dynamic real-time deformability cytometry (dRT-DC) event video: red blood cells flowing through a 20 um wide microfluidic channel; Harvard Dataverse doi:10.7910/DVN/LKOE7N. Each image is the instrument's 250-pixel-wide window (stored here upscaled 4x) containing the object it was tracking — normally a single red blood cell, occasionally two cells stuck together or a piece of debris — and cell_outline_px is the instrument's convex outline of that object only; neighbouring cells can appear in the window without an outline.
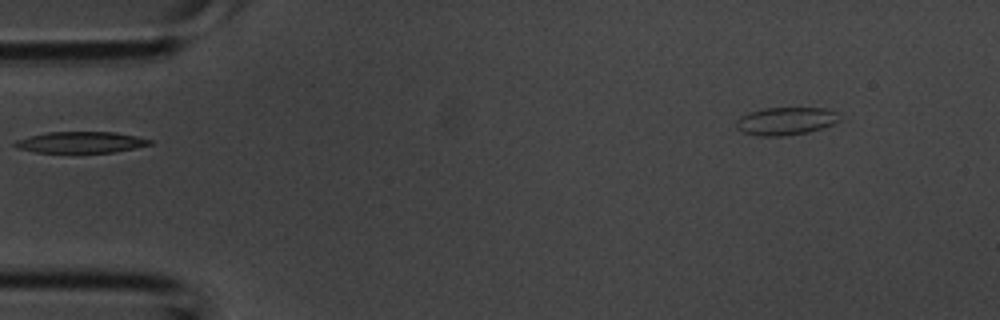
{"species": "common noctule bat (a hibernating species)", "species_latin": "Nyctalus noctula", "temperature_condition": "room temperature", "stored_images_in_passage": 3, "segment_of_instrument_passage": [1, 2], "camera_frame_rate_fps": 3000, "um_per_image_px": 0.085, "animal": {"sex": "male", "body_mass_g": 20.1, "forearm_length_mm": 53.5}, "frame": {"image": 1, "passage_image": 2, "time_ms": 0.333, "image_size_px": [1000, 320], "cell_outline_px": [[152, 144], [112, 152], [36, 152], [16, 148], [12, 144], [16, 140], [28, 136], [48, 132], [116, 132], [136, 136], [152, 140]], "centroid_in_image_um": [6.82, 12.08], "position_along_channel_um": 78.2, "area_um2": 16.53}}